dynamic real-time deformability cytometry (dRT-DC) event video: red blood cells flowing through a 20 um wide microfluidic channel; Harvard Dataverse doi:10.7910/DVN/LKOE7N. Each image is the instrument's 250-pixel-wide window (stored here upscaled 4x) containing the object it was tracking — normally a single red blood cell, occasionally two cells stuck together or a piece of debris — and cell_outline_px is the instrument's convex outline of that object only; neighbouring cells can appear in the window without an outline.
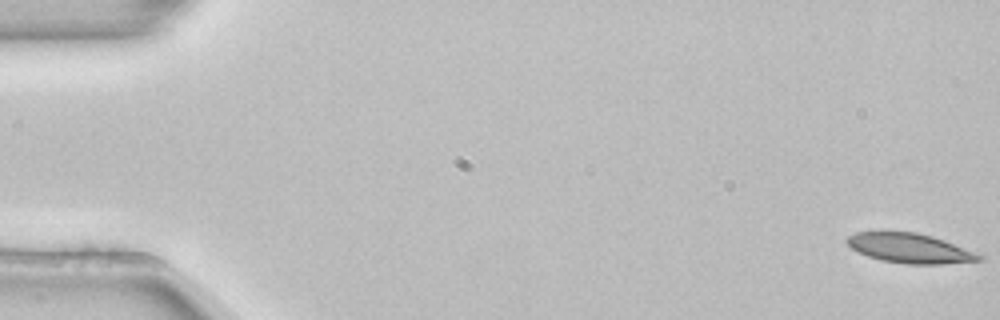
{"species": "common noctule bat (a hibernating species)", "species_latin": "Nyctalus noctula", "temperature_condition": "room temperature", "stored_images_in_passage": 54, "camera_frame_rate_fps": 3000, "um_per_image_px": 0.085, "animal": {"sex": "female", "body_mass_g": 22.7, "forearm_length_mm": 54.2}, "frame": {"image": 1, "passage_image": 1, "time_ms": 0.0, "image_size_px": [1000, 320], "cell_outline_px": [[984, 256], [980, 260], [944, 264], [908, 264], [880, 260], [868, 256], [852, 248], [844, 240], [848, 236], [856, 232], [880, 228], [884, 228], [916, 232], [932, 236], [944, 240]], "centroid_in_image_um": [77.23, 21.04], "position_along_channel_um": 7.8, "area_um2": 23.47}}
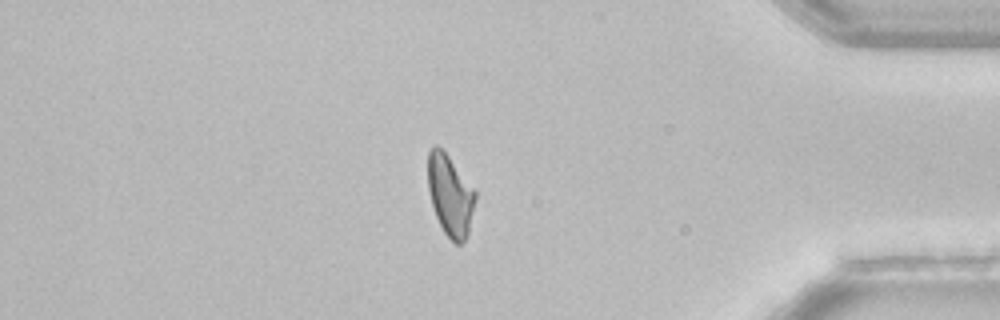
{"frame": {"image": 2, "passage_image": 46, "time_ms": 15.0, "image_size_px": [1000, 320], "cell_outline_px": [[476, 200], [468, 236], [460, 244], [456, 244], [444, 232], [436, 216], [432, 204], [428, 188], [428, 152], [436, 144], [448, 156], [476, 192]], "centroid_in_image_um": [38.27, 16.63], "position_along_channel_um": 396.9, "area_um2": 22.08}}
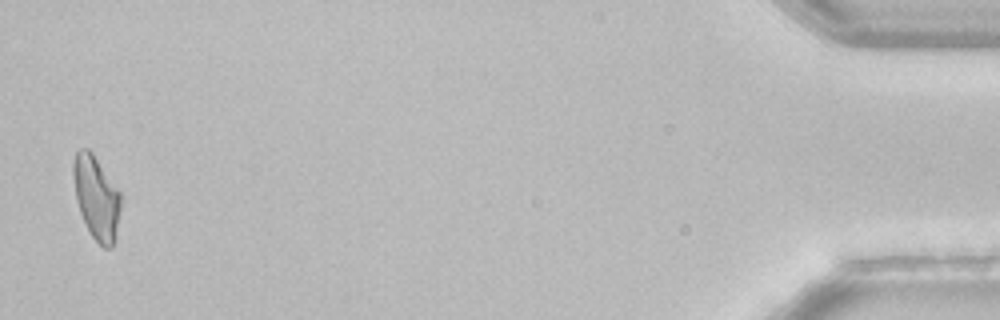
{"frame": {"image": 3, "passage_image": 53, "time_ms": 17.333, "image_size_px": [1000, 320], "cell_outline_px": [[124, 200], [116, 240], [112, 248], [104, 248], [92, 236], [80, 212], [76, 200], [72, 176], [72, 160], [76, 152], [80, 148], [88, 148], [92, 152], [120, 192]], "centroid_in_image_um": [8.23, 16.81], "position_along_channel_um": 427.0, "area_um2": 23.7}, "authors_computed_cell_mechanics": {"area_um2": 23.4668, "velocity_mm_per_s": 3.8441, "shape_relaxation_time_tau1_ms": null, "shape_relaxation_time_tau2_ms": 3.215, "deformation_change_tau1": null, "deformation_change_tau2": 0.0838}}